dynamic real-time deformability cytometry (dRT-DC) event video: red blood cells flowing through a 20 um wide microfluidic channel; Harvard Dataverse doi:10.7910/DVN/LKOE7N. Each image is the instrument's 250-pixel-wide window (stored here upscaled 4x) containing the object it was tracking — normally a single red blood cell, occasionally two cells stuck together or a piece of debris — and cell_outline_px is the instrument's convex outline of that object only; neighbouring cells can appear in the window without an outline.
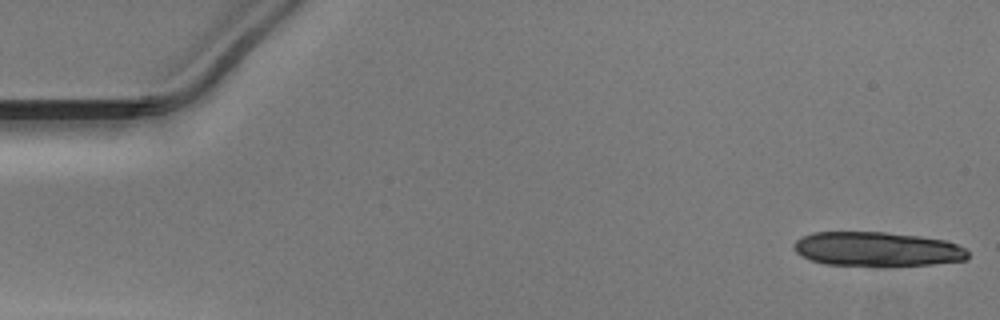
{"species": "Egyptian fruit bat (a non-hibernating species)", "species_latin": "Rousettus aegyptiacus", "temperature_condition": "warm", "stored_images_in_passage": 14, "camera_frame_rate_fps": 3000, "um_per_image_px": 0.085, "animal": {"sex": "male"}, "frame": {"image": 1, "passage_image": 1, "time_ms": 0.0, "image_size_px": [1000, 320], "cell_outline_px": [[968, 260], [932, 264], [888, 268], [876, 268], [824, 264], [800, 256], [792, 248], [792, 244], [800, 236], [812, 232], [884, 232], [920, 236], [948, 240], [964, 248], [968, 252]], "centroid_in_image_um": [74.53, 21.21], "position_along_channel_um": 10.5, "area_um2": 36.24}}